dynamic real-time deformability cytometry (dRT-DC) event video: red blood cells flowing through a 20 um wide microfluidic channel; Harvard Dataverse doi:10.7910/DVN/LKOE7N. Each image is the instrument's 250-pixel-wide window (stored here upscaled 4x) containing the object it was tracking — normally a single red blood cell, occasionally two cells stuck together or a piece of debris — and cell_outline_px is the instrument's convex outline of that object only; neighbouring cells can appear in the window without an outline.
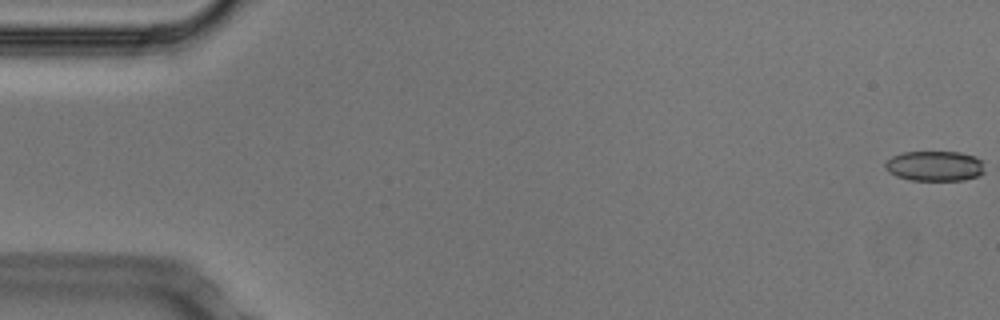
{"species": "Egyptian fruit bat (a non-hibernating species)", "species_latin": "Rousettus aegyptiacus", "temperature_condition": "cold", "stored_images_in_passage": 54, "camera_frame_rate_fps": 3000, "um_per_image_px": 0.085, "animal": {"sex": "male"}, "frame": {"image": 1, "passage_image": 1, "time_ms": 0.0, "image_size_px": [1000, 320], "cell_outline_px": [[984, 172], [976, 176], [964, 180], [912, 180], [896, 176], [888, 172], [884, 168], [884, 164], [892, 156], [904, 152], [960, 152], [976, 156], [980, 160]], "centroid_in_image_um": [79.42, 14.1], "position_along_channel_um": 5.6, "area_um2": 17.4}}
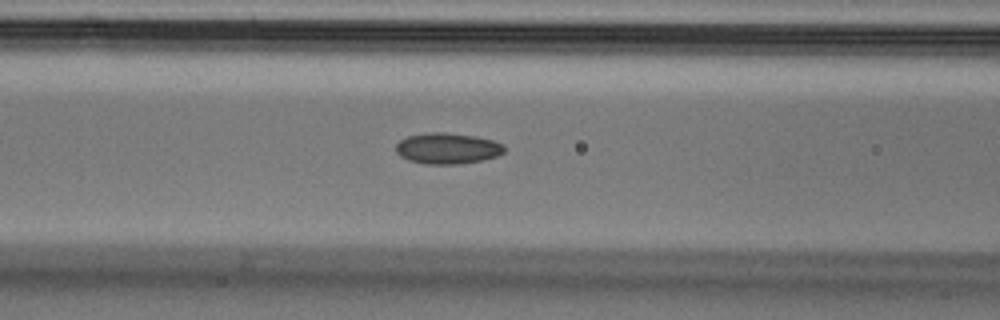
{"frame": {"image": 2, "passage_image": 22, "time_ms": 7.0, "image_size_px": [1000, 320], "cell_outline_px": [[504, 152], [496, 156], [484, 160], [460, 164], [424, 164], [408, 160], [400, 156], [396, 152], [396, 144], [400, 140], [408, 136], [432, 132], [444, 132], [476, 136], [492, 140], [504, 144]], "centroid_in_image_um": [38.03, 12.62], "position_along_channel_um": 128.6, "area_um2": 19.65}}
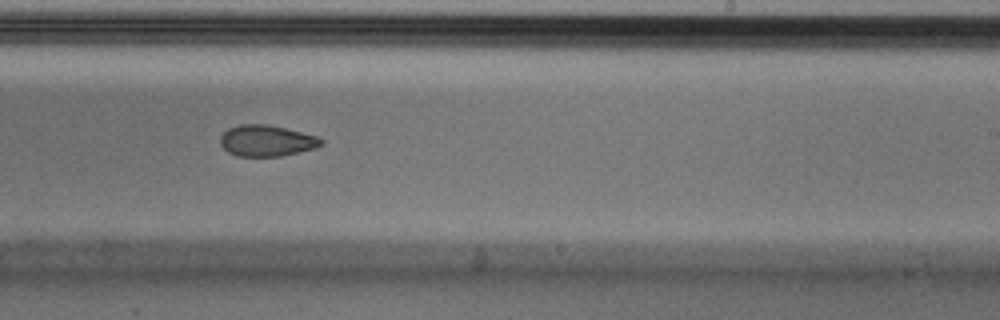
{"frame": {"image": 3, "passage_image": 33, "time_ms": 10.667, "image_size_px": [1000, 320], "cell_outline_px": [[324, 144], [316, 148], [280, 156], [236, 156], [228, 152], [220, 144], [220, 136], [228, 128], [240, 124], [264, 124], [284, 128], [316, 136], [324, 140]], "centroid_in_image_um": [22.65, 11.96], "position_along_channel_um": 266.4, "area_um2": 18.26}, "authors_computed_cell_mechanics": {"area_um2": 19.2185, "velocity_mm_per_s": 3.7702, "shape_relaxation_time_tau1_ms": null, "shape_relaxation_time_tau2_ms": 5.1407, "deformation_change_tau1": null, "deformation_change_tau2": 0.1073}}